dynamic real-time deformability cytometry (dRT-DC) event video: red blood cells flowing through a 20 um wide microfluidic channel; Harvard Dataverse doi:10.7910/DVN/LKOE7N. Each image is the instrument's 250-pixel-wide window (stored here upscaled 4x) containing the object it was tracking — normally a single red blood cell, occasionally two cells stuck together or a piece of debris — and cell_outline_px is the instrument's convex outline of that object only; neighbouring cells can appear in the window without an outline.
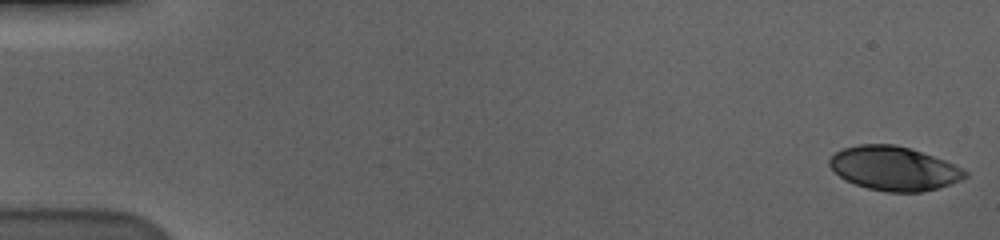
{"species": "human", "species_latin": "Homo sapiens", "temperature_condition": "cold", "stored_images_in_passage": 58, "camera_frame_rate_fps": 3000, "um_per_image_px": 0.085, "donor": {"sex": "male"}, "frame": {"image": 1, "passage_image": 1, "time_ms": 0.0, "image_size_px": [1000, 240], "cell_outline_px": [[968, 176], [952, 184], [940, 188], [920, 192], [888, 192], [868, 188], [844, 180], [828, 164], [828, 160], [836, 152], [844, 148], [860, 144], [896, 144], [944, 160], [968, 172]], "centroid_in_image_um": [75.98, 14.32], "position_along_channel_um": 9.0, "area_um2": 34.51}}
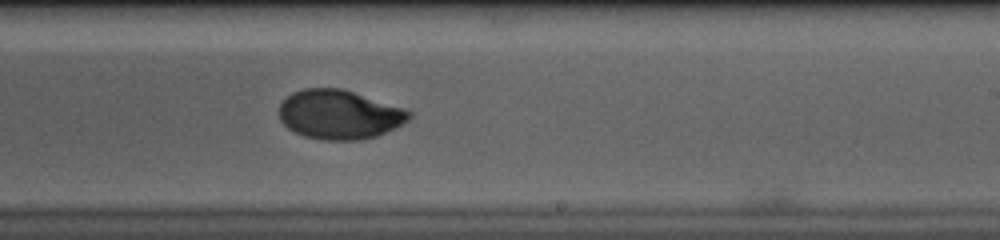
{"frame": {"image": 2, "passage_image": 36, "time_ms": 11.667, "image_size_px": [1000, 240], "cell_outline_px": [[412, 116], [408, 120], [396, 128], [376, 136], [360, 140], [320, 140], [304, 136], [288, 128], [280, 120], [280, 104], [292, 92], [304, 88], [340, 88], [404, 108], [412, 112]], "centroid_in_image_um": [28.85, 9.74], "position_along_channel_um": 260.2, "area_um2": 37.17}}
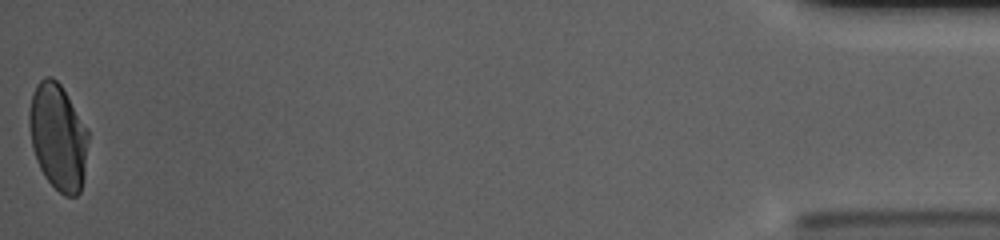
{"frame": {"image": 3, "passage_image": 58, "time_ms": 19.0, "image_size_px": [1000, 240], "cell_outline_px": [[88, 140], [84, 176], [80, 192], [76, 196], [64, 196], [44, 176], [36, 160], [32, 148], [28, 124], [28, 112], [32, 92], [36, 84], [44, 76], [52, 76], [60, 84], [88, 128]], "centroid_in_image_um": [4.92, 11.61], "position_along_channel_um": 430.3, "area_um2": 36.88}, "authors_computed_cell_mechanics": {"area_um2": 36.8764, "velocity_mm_per_s": 3.5718, "shape_relaxation_time_tau1_ms": 5.5445, "shape_relaxation_time_tau2_ms": 1.1322, "deformation_change_tau1": 0.1784, "deformation_change_tau2": 0.033}}